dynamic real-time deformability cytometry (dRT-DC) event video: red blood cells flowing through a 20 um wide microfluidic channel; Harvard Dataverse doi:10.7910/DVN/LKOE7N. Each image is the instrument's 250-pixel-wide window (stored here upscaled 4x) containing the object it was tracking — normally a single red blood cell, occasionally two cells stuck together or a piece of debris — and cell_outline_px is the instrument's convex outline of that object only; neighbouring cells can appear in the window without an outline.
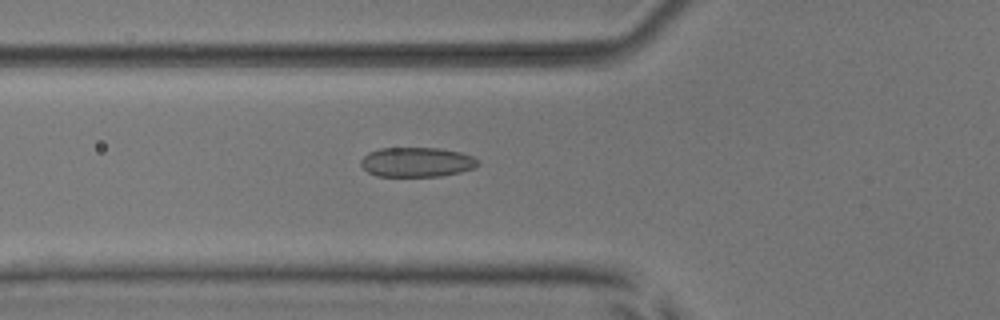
{"species": "common noctule bat (a hibernating species)", "species_latin": "Nyctalus noctula", "temperature_condition": "room temperature", "stored_images_in_passage": 54, "camera_frame_rate_fps": 3000, "um_per_image_px": 0.085, "animal": {"sex": "male", "body_mass_g": 17.9, "forearm_length_mm": 54.2}, "frame": {"image": 1, "passage_image": 20, "time_ms": 6.333, "image_size_px": [1000, 320], "cell_outline_px": [[480, 164], [472, 168], [460, 172], [440, 176], [376, 176], [368, 172], [360, 164], [360, 160], [368, 152], [380, 148], [440, 148], [460, 152], [472, 156]], "centroid_in_image_um": [35.39, 13.77], "position_along_channel_um": 90.4, "area_um2": 20.17}}
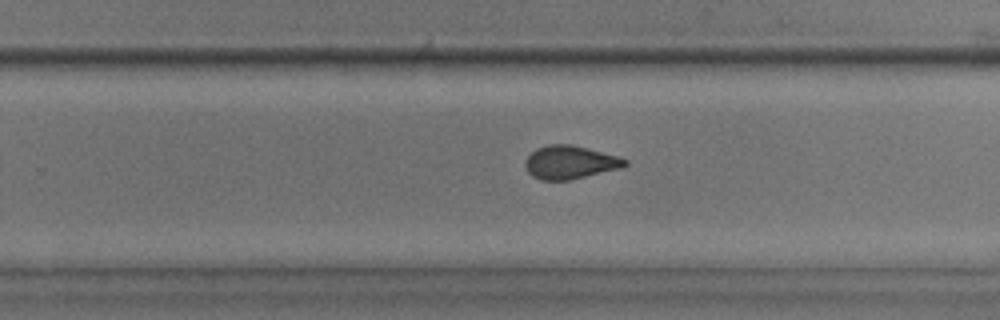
{"frame": {"image": 2, "passage_image": 35, "time_ms": 11.333, "image_size_px": [1000, 320], "cell_outline_px": [[628, 164], [620, 168], [568, 180], [540, 180], [532, 176], [528, 172], [524, 164], [524, 160], [536, 148], [548, 144], [572, 144], [616, 156], [628, 160]], "centroid_in_image_um": [48.4, 13.79], "position_along_channel_um": 281.4, "area_um2": 19.19}}
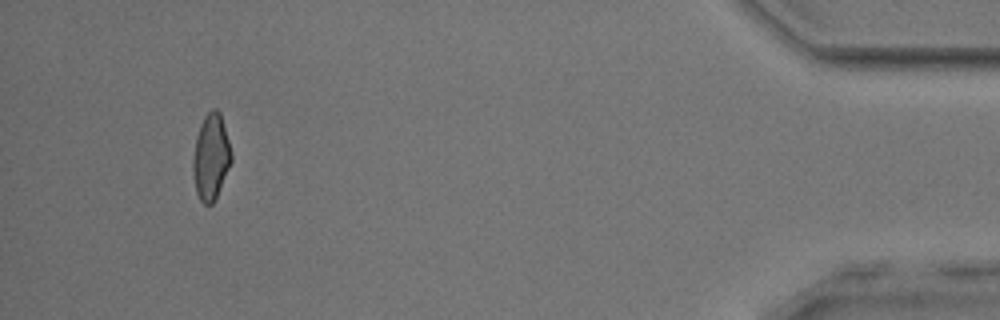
{"frame": {"image": 3, "passage_image": 51, "time_ms": 16.667, "image_size_px": [1000, 320], "cell_outline_px": [[232, 160], [216, 200], [212, 204], [204, 204], [200, 200], [196, 192], [192, 172], [192, 160], [196, 136], [200, 124], [204, 116], [212, 108], [216, 108], [220, 112], [232, 152]], "centroid_in_image_um": [17.92, 13.35], "position_along_channel_um": 417.3, "area_um2": 19.48}, "authors_computed_cell_mechanics": {"area_um2": 19.8832, "velocity_mm_per_s": 3.8277, "shape_relaxation_time_tau1_ms": 7.5907, "shape_relaxation_time_tau2_ms": 1.1887, "deformation_change_tau1": 0.1638, "deformation_change_tau2": 0.0787}}